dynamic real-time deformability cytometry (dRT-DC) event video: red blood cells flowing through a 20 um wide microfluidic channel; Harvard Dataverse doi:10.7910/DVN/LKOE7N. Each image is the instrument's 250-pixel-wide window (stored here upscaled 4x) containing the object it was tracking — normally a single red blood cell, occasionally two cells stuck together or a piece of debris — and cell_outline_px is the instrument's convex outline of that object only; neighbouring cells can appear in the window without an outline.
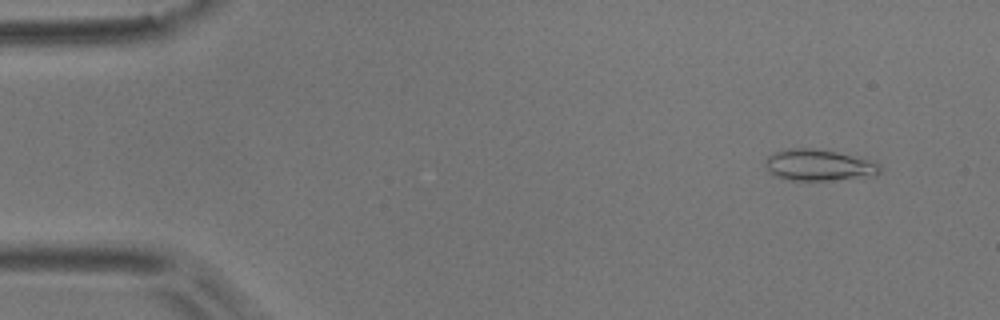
{"species": "common noctule bat (a hibernating species)", "species_latin": "Nyctalus noctula", "temperature_condition": "room temperature", "stored_images_in_passage": 54, "camera_frame_rate_fps": 3000, "um_per_image_px": 0.085, "animal": {"sex": "male", "body_mass_g": 17.9}, "frame": {"image": 1, "passage_image": 5, "time_ms": 1.333, "image_size_px": [1000, 320], "cell_outline_px": [[880, 172], [876, 176], [828, 180], [788, 180], [772, 176], [768, 172], [764, 164], [764, 160], [768, 156], [776, 152], [788, 148], [816, 148], [836, 152], [868, 160], [876, 164], [880, 168]], "centroid_in_image_um": [69.51, 14.04], "position_along_channel_um": 15.5, "area_um2": 20.92}}
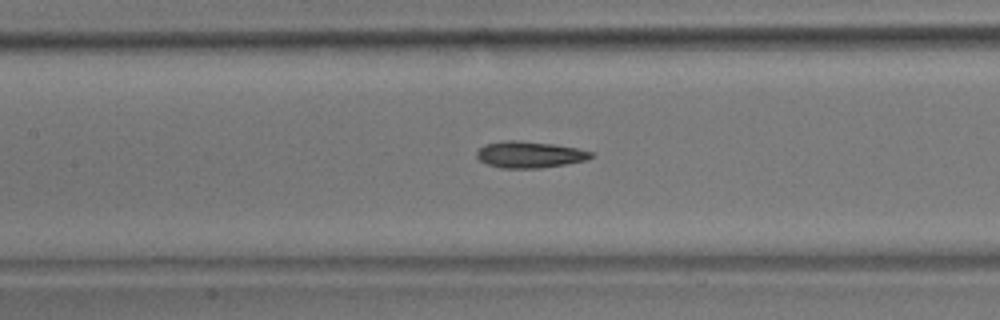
{"frame": {"image": 2, "passage_image": 25, "time_ms": 8.0, "image_size_px": [1000, 320], "cell_outline_px": [[592, 156], [584, 160], [564, 164], [540, 168], [500, 168], [488, 164], [480, 160], [476, 156], [476, 152], [484, 144], [504, 140], [520, 140], [552, 144], [576, 148], [592, 152]], "centroid_in_image_um": [44.95, 13.13], "position_along_channel_um": 162.4, "area_um2": 17.46}}
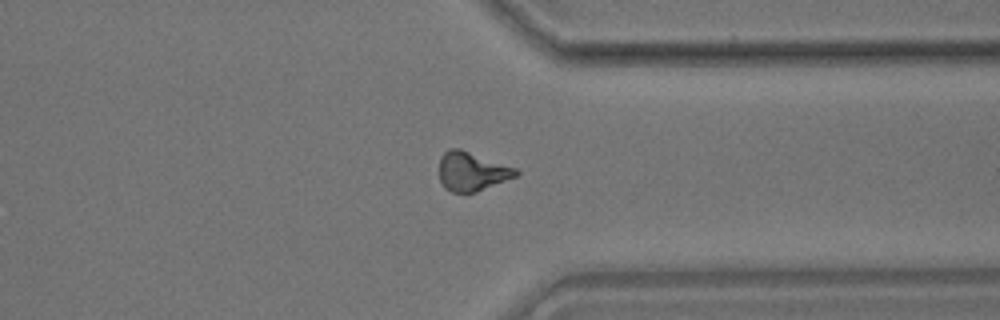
{"frame": {"image": 3, "passage_image": 42, "time_ms": 13.667, "image_size_px": [1000, 320], "cell_outline_px": [[520, 172], [516, 176], [476, 192], [452, 192], [444, 188], [440, 180], [440, 156], [448, 148], [460, 148], [516, 168]], "centroid_in_image_um": [40.09, 14.56], "position_along_channel_um": 371.3, "area_um2": 17.34}}